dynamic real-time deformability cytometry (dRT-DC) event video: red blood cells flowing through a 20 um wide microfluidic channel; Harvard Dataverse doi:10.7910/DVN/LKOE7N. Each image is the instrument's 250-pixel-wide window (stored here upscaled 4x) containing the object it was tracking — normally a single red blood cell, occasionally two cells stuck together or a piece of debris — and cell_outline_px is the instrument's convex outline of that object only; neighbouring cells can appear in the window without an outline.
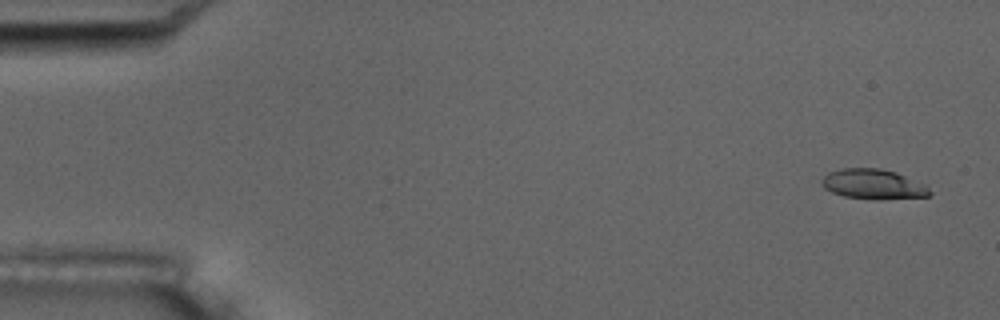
{"species": "common noctule bat (a hibernating species)", "species_latin": "Nyctalus noctula", "temperature_condition": "room temperature", "stored_images_in_passage": 5, "camera_frame_rate_fps": 3000, "um_per_image_px": 0.085, "animal": {"sex": "male", "body_mass_g": 17.5, "forearm_length_mm": 52.3}, "frame": {"image": 1, "passage_image": 1, "time_ms": 0.0, "image_size_px": [1000, 320], "cell_outline_px": [[932, 192], [928, 196], [844, 196], [832, 192], [824, 188], [820, 184], [820, 180], [828, 172], [840, 168], [880, 168], [896, 172], [924, 184]], "centroid_in_image_um": [74.12, 15.57], "position_along_channel_um": 10.9, "area_um2": 17.74}}
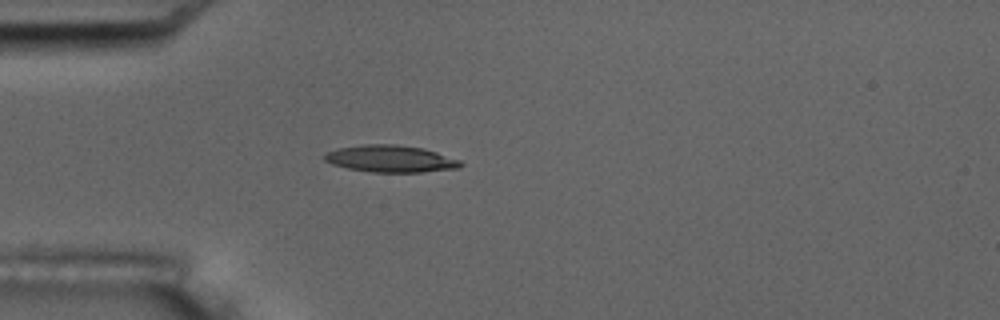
{"frame": {"image": 2, "passage_image": 5, "time_ms": 4.667, "image_size_px": [1000, 320], "cell_outline_px": [[464, 164], [460, 168], [420, 172], [372, 172], [348, 168], [332, 164], [324, 160], [324, 152], [336, 148], [364, 144], [396, 144], [424, 148], [460, 160]], "centroid_in_image_um": [33.18, 13.49], "position_along_channel_um": 51.8, "area_um2": 21.5}}